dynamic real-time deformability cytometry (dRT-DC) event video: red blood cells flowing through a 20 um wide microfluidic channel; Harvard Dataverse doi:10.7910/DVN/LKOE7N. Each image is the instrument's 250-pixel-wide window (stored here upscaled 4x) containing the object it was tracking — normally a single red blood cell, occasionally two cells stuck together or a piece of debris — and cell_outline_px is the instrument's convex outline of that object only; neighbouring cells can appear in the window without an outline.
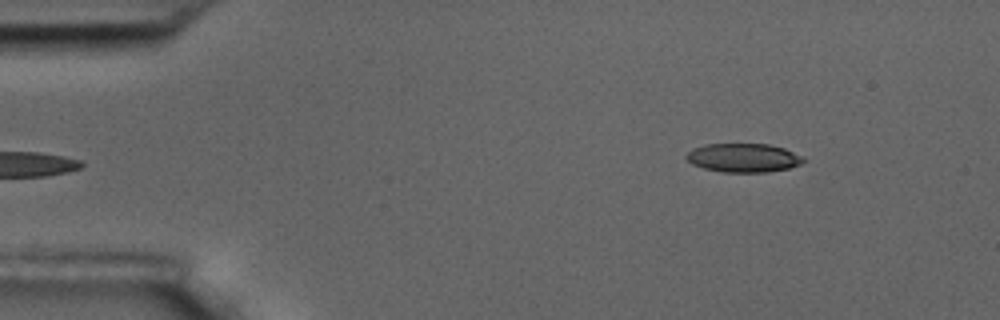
{"species": "common noctule bat (a hibernating species)", "species_latin": "Nyctalus noctula", "temperature_condition": "room temperature", "stored_images_in_passage": 5, "camera_frame_rate_fps": 3000, "um_per_image_px": 0.085, "animal": {"sex": "male", "body_mass_g": 17.5, "forearm_length_mm": 52.3}, "frame": {"image": 1, "passage_image": 5, "time_ms": 1.333, "image_size_px": [1000, 320], "cell_outline_px": [[804, 160], [800, 164], [788, 168], [768, 172], [724, 172], [704, 168], [692, 164], [684, 156], [692, 148], [704, 144], [768, 144], [784, 148], [804, 156]], "centroid_in_image_um": [63.18, 13.4], "position_along_channel_um": 21.8, "area_um2": 19.65}}